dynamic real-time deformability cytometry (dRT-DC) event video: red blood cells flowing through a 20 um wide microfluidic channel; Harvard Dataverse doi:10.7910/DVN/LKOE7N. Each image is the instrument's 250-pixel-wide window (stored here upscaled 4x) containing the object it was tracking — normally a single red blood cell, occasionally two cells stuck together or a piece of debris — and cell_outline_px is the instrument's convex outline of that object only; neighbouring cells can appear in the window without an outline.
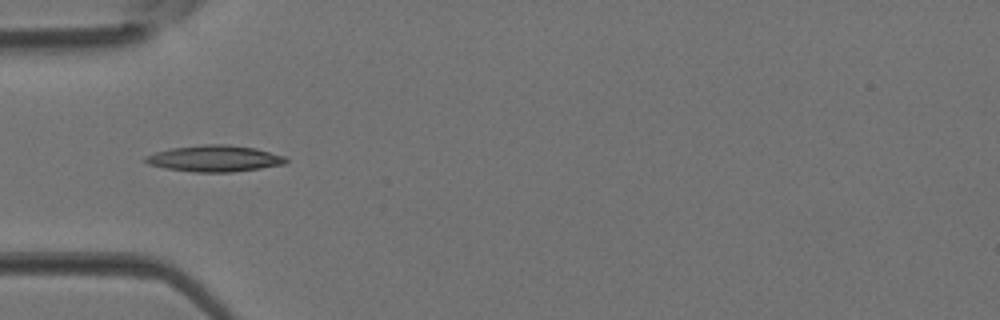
{"species": "Egyptian fruit bat (a non-hibernating species)", "species_latin": "Rousettus aegyptiacus", "temperature_condition": "room temperature", "stored_images_in_passage": 5, "camera_frame_rate_fps": 3000, "um_per_image_px": 0.085, "animal": {"sex": "female"}, "frame": {"image": 1, "passage_image": 4, "time_ms": 1.0, "image_size_px": [1000, 320], "cell_outline_px": [[288, 160], [284, 164], [260, 168], [232, 172], [196, 172], [164, 168], [148, 164], [144, 160], [144, 156], [156, 152], [172, 148], [204, 144], [228, 144], [256, 148], [284, 156]], "centroid_in_image_um": [18.22, 13.47], "position_along_channel_um": 66.8, "area_um2": 21.5}}
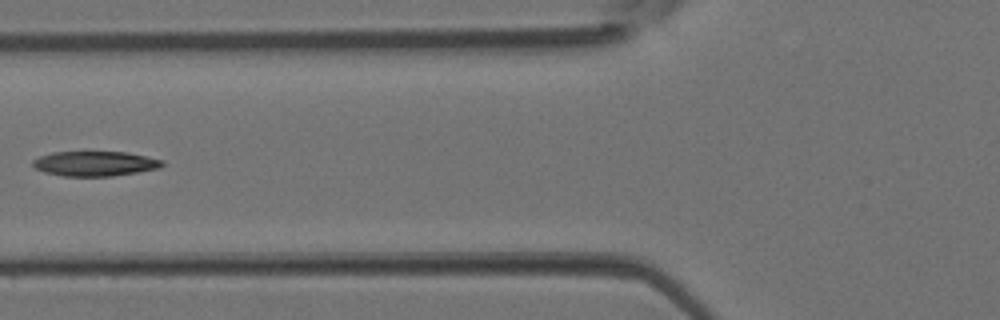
{"frame": {"image": 2, "passage_image": 5, "time_ms": 1.333, "image_size_px": [1000, 320], "cell_outline_px": [[164, 164], [160, 168], [112, 176], [64, 176], [44, 172], [36, 168], [32, 164], [32, 160], [40, 156], [52, 152], [128, 152], [164, 160]], "centroid_in_image_um": [8.08, 13.9], "position_along_channel_um": 117.7, "area_um2": 18.73}}